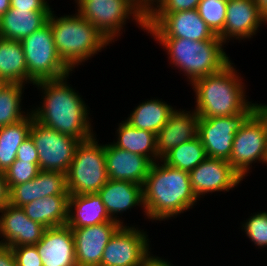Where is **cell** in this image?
<instances>
[{
	"instance_id": "cell-1",
	"label": "cell",
	"mask_w": 267,
	"mask_h": 266,
	"mask_svg": "<svg viewBox=\"0 0 267 266\" xmlns=\"http://www.w3.org/2000/svg\"><path fill=\"white\" fill-rule=\"evenodd\" d=\"M67 77L35 82L34 85L42 89L44 102L30 112L40 124L83 142L95 135L87 105L67 84Z\"/></svg>"
},
{
	"instance_id": "cell-2",
	"label": "cell",
	"mask_w": 267,
	"mask_h": 266,
	"mask_svg": "<svg viewBox=\"0 0 267 266\" xmlns=\"http://www.w3.org/2000/svg\"><path fill=\"white\" fill-rule=\"evenodd\" d=\"M160 161L163 164L152 163L142 185L143 208L150 220L165 221L193 207L198 198L191 187L189 172Z\"/></svg>"
},
{
	"instance_id": "cell-3",
	"label": "cell",
	"mask_w": 267,
	"mask_h": 266,
	"mask_svg": "<svg viewBox=\"0 0 267 266\" xmlns=\"http://www.w3.org/2000/svg\"><path fill=\"white\" fill-rule=\"evenodd\" d=\"M230 62L214 74L191 83L196 94V109L200 118L237 115L252 103L245 96L244 85Z\"/></svg>"
},
{
	"instance_id": "cell-4",
	"label": "cell",
	"mask_w": 267,
	"mask_h": 266,
	"mask_svg": "<svg viewBox=\"0 0 267 266\" xmlns=\"http://www.w3.org/2000/svg\"><path fill=\"white\" fill-rule=\"evenodd\" d=\"M48 23L58 55L71 70L110 44L93 24L78 13L57 17L51 11Z\"/></svg>"
},
{
	"instance_id": "cell-5",
	"label": "cell",
	"mask_w": 267,
	"mask_h": 266,
	"mask_svg": "<svg viewBox=\"0 0 267 266\" xmlns=\"http://www.w3.org/2000/svg\"><path fill=\"white\" fill-rule=\"evenodd\" d=\"M167 50L170 62L188 77L198 78L217 73L231 61L222 40L192 41L185 38H154Z\"/></svg>"
},
{
	"instance_id": "cell-6",
	"label": "cell",
	"mask_w": 267,
	"mask_h": 266,
	"mask_svg": "<svg viewBox=\"0 0 267 266\" xmlns=\"http://www.w3.org/2000/svg\"><path fill=\"white\" fill-rule=\"evenodd\" d=\"M70 195L97 193L109 180L104 145L96 137L80 142L66 173Z\"/></svg>"
},
{
	"instance_id": "cell-7",
	"label": "cell",
	"mask_w": 267,
	"mask_h": 266,
	"mask_svg": "<svg viewBox=\"0 0 267 266\" xmlns=\"http://www.w3.org/2000/svg\"><path fill=\"white\" fill-rule=\"evenodd\" d=\"M78 14L93 24L109 42L120 36L132 16L146 30V13L134 0H75Z\"/></svg>"
},
{
	"instance_id": "cell-8",
	"label": "cell",
	"mask_w": 267,
	"mask_h": 266,
	"mask_svg": "<svg viewBox=\"0 0 267 266\" xmlns=\"http://www.w3.org/2000/svg\"><path fill=\"white\" fill-rule=\"evenodd\" d=\"M27 65V82L34 85L41 80L60 79L69 76L71 70L60 58L54 44L51 25L21 40Z\"/></svg>"
},
{
	"instance_id": "cell-9",
	"label": "cell",
	"mask_w": 267,
	"mask_h": 266,
	"mask_svg": "<svg viewBox=\"0 0 267 266\" xmlns=\"http://www.w3.org/2000/svg\"><path fill=\"white\" fill-rule=\"evenodd\" d=\"M146 31L153 38L221 40L200 17L197 9L173 13H146Z\"/></svg>"
},
{
	"instance_id": "cell-10",
	"label": "cell",
	"mask_w": 267,
	"mask_h": 266,
	"mask_svg": "<svg viewBox=\"0 0 267 266\" xmlns=\"http://www.w3.org/2000/svg\"><path fill=\"white\" fill-rule=\"evenodd\" d=\"M257 161L267 163V123L256 110L235 134L228 163L244 178Z\"/></svg>"
},
{
	"instance_id": "cell-11",
	"label": "cell",
	"mask_w": 267,
	"mask_h": 266,
	"mask_svg": "<svg viewBox=\"0 0 267 266\" xmlns=\"http://www.w3.org/2000/svg\"><path fill=\"white\" fill-rule=\"evenodd\" d=\"M29 135L39 158V169L67 173L80 140L46 127L33 118Z\"/></svg>"
},
{
	"instance_id": "cell-12",
	"label": "cell",
	"mask_w": 267,
	"mask_h": 266,
	"mask_svg": "<svg viewBox=\"0 0 267 266\" xmlns=\"http://www.w3.org/2000/svg\"><path fill=\"white\" fill-rule=\"evenodd\" d=\"M256 111L252 103L245 111L232 116L199 117V132L207 157L228 161L231 156L235 134Z\"/></svg>"
},
{
	"instance_id": "cell-13",
	"label": "cell",
	"mask_w": 267,
	"mask_h": 266,
	"mask_svg": "<svg viewBox=\"0 0 267 266\" xmlns=\"http://www.w3.org/2000/svg\"><path fill=\"white\" fill-rule=\"evenodd\" d=\"M138 229L121 225L105 246L100 266H145L153 256L148 235Z\"/></svg>"
},
{
	"instance_id": "cell-14",
	"label": "cell",
	"mask_w": 267,
	"mask_h": 266,
	"mask_svg": "<svg viewBox=\"0 0 267 266\" xmlns=\"http://www.w3.org/2000/svg\"><path fill=\"white\" fill-rule=\"evenodd\" d=\"M189 177L191 187L198 199L206 193L228 192L243 180L228 161L211 157H207L190 171Z\"/></svg>"
},
{
	"instance_id": "cell-15",
	"label": "cell",
	"mask_w": 267,
	"mask_h": 266,
	"mask_svg": "<svg viewBox=\"0 0 267 266\" xmlns=\"http://www.w3.org/2000/svg\"><path fill=\"white\" fill-rule=\"evenodd\" d=\"M262 22L267 23V17L256 0H228L224 29L218 37L224 43L233 37L236 40L249 39L256 34Z\"/></svg>"
},
{
	"instance_id": "cell-16",
	"label": "cell",
	"mask_w": 267,
	"mask_h": 266,
	"mask_svg": "<svg viewBox=\"0 0 267 266\" xmlns=\"http://www.w3.org/2000/svg\"><path fill=\"white\" fill-rule=\"evenodd\" d=\"M120 226L119 222L109 221L92 226L71 228L77 266H100L104 248Z\"/></svg>"
},
{
	"instance_id": "cell-17",
	"label": "cell",
	"mask_w": 267,
	"mask_h": 266,
	"mask_svg": "<svg viewBox=\"0 0 267 266\" xmlns=\"http://www.w3.org/2000/svg\"><path fill=\"white\" fill-rule=\"evenodd\" d=\"M0 241L9 247L36 245L46 229L39 222L31 220L21 207L10 204L0 210Z\"/></svg>"
},
{
	"instance_id": "cell-18",
	"label": "cell",
	"mask_w": 267,
	"mask_h": 266,
	"mask_svg": "<svg viewBox=\"0 0 267 266\" xmlns=\"http://www.w3.org/2000/svg\"><path fill=\"white\" fill-rule=\"evenodd\" d=\"M43 266H77L72 229L67 226L46 228L34 245Z\"/></svg>"
},
{
	"instance_id": "cell-19",
	"label": "cell",
	"mask_w": 267,
	"mask_h": 266,
	"mask_svg": "<svg viewBox=\"0 0 267 266\" xmlns=\"http://www.w3.org/2000/svg\"><path fill=\"white\" fill-rule=\"evenodd\" d=\"M108 179L143 185L152 162L145 156L111 144L104 145Z\"/></svg>"
},
{
	"instance_id": "cell-20",
	"label": "cell",
	"mask_w": 267,
	"mask_h": 266,
	"mask_svg": "<svg viewBox=\"0 0 267 266\" xmlns=\"http://www.w3.org/2000/svg\"><path fill=\"white\" fill-rule=\"evenodd\" d=\"M178 111L168 117L156 134L157 155L162 159L174 147L198 137L199 116L195 111Z\"/></svg>"
},
{
	"instance_id": "cell-21",
	"label": "cell",
	"mask_w": 267,
	"mask_h": 266,
	"mask_svg": "<svg viewBox=\"0 0 267 266\" xmlns=\"http://www.w3.org/2000/svg\"><path fill=\"white\" fill-rule=\"evenodd\" d=\"M97 194L110 218L121 225L124 224L117 218L118 213H123L136 205L144 207L142 185L130 181L109 179Z\"/></svg>"
},
{
	"instance_id": "cell-22",
	"label": "cell",
	"mask_w": 267,
	"mask_h": 266,
	"mask_svg": "<svg viewBox=\"0 0 267 266\" xmlns=\"http://www.w3.org/2000/svg\"><path fill=\"white\" fill-rule=\"evenodd\" d=\"M51 11L11 8L0 18V37L21 41L48 23Z\"/></svg>"
},
{
	"instance_id": "cell-23",
	"label": "cell",
	"mask_w": 267,
	"mask_h": 266,
	"mask_svg": "<svg viewBox=\"0 0 267 266\" xmlns=\"http://www.w3.org/2000/svg\"><path fill=\"white\" fill-rule=\"evenodd\" d=\"M109 221L114 220L110 218L97 193L69 196L66 225L70 228H81Z\"/></svg>"
},
{
	"instance_id": "cell-24",
	"label": "cell",
	"mask_w": 267,
	"mask_h": 266,
	"mask_svg": "<svg viewBox=\"0 0 267 266\" xmlns=\"http://www.w3.org/2000/svg\"><path fill=\"white\" fill-rule=\"evenodd\" d=\"M70 195H51L36 199L21 208L33 221L46 228L64 226L68 218V200Z\"/></svg>"
},
{
	"instance_id": "cell-25",
	"label": "cell",
	"mask_w": 267,
	"mask_h": 266,
	"mask_svg": "<svg viewBox=\"0 0 267 266\" xmlns=\"http://www.w3.org/2000/svg\"><path fill=\"white\" fill-rule=\"evenodd\" d=\"M118 140L112 143L114 146L147 157L152 163L161 160L157 155L156 134L132 127L126 121L118 125Z\"/></svg>"
},
{
	"instance_id": "cell-26",
	"label": "cell",
	"mask_w": 267,
	"mask_h": 266,
	"mask_svg": "<svg viewBox=\"0 0 267 266\" xmlns=\"http://www.w3.org/2000/svg\"><path fill=\"white\" fill-rule=\"evenodd\" d=\"M0 78L8 84L27 83V65L21 41L0 37Z\"/></svg>"
},
{
	"instance_id": "cell-27",
	"label": "cell",
	"mask_w": 267,
	"mask_h": 266,
	"mask_svg": "<svg viewBox=\"0 0 267 266\" xmlns=\"http://www.w3.org/2000/svg\"><path fill=\"white\" fill-rule=\"evenodd\" d=\"M174 110L166 102L153 98L140 103L125 121L134 128L157 134Z\"/></svg>"
},
{
	"instance_id": "cell-28",
	"label": "cell",
	"mask_w": 267,
	"mask_h": 266,
	"mask_svg": "<svg viewBox=\"0 0 267 266\" xmlns=\"http://www.w3.org/2000/svg\"><path fill=\"white\" fill-rule=\"evenodd\" d=\"M33 122V115L28 116L17 123L0 128V173H5L16 160L19 146L29 136Z\"/></svg>"
},
{
	"instance_id": "cell-29",
	"label": "cell",
	"mask_w": 267,
	"mask_h": 266,
	"mask_svg": "<svg viewBox=\"0 0 267 266\" xmlns=\"http://www.w3.org/2000/svg\"><path fill=\"white\" fill-rule=\"evenodd\" d=\"M207 158L200 137L174 147L161 160L168 166L190 172Z\"/></svg>"
},
{
	"instance_id": "cell-30",
	"label": "cell",
	"mask_w": 267,
	"mask_h": 266,
	"mask_svg": "<svg viewBox=\"0 0 267 266\" xmlns=\"http://www.w3.org/2000/svg\"><path fill=\"white\" fill-rule=\"evenodd\" d=\"M25 84H7L0 92V128L19 122L30 112L21 111ZM23 90V91H22Z\"/></svg>"
},
{
	"instance_id": "cell-31",
	"label": "cell",
	"mask_w": 267,
	"mask_h": 266,
	"mask_svg": "<svg viewBox=\"0 0 267 266\" xmlns=\"http://www.w3.org/2000/svg\"><path fill=\"white\" fill-rule=\"evenodd\" d=\"M228 0H201L197 6L200 17L215 35H219L225 25Z\"/></svg>"
},
{
	"instance_id": "cell-32",
	"label": "cell",
	"mask_w": 267,
	"mask_h": 266,
	"mask_svg": "<svg viewBox=\"0 0 267 266\" xmlns=\"http://www.w3.org/2000/svg\"><path fill=\"white\" fill-rule=\"evenodd\" d=\"M38 197L70 195L67 190L66 173L40 170L35 178Z\"/></svg>"
},
{
	"instance_id": "cell-33",
	"label": "cell",
	"mask_w": 267,
	"mask_h": 266,
	"mask_svg": "<svg viewBox=\"0 0 267 266\" xmlns=\"http://www.w3.org/2000/svg\"><path fill=\"white\" fill-rule=\"evenodd\" d=\"M39 171V163L16 159L4 173L9 190L15 185L34 180Z\"/></svg>"
},
{
	"instance_id": "cell-34",
	"label": "cell",
	"mask_w": 267,
	"mask_h": 266,
	"mask_svg": "<svg viewBox=\"0 0 267 266\" xmlns=\"http://www.w3.org/2000/svg\"><path fill=\"white\" fill-rule=\"evenodd\" d=\"M244 227V228H243ZM242 229L250 238L254 245L267 247V212L252 214L245 223L242 224Z\"/></svg>"
},
{
	"instance_id": "cell-35",
	"label": "cell",
	"mask_w": 267,
	"mask_h": 266,
	"mask_svg": "<svg viewBox=\"0 0 267 266\" xmlns=\"http://www.w3.org/2000/svg\"><path fill=\"white\" fill-rule=\"evenodd\" d=\"M36 199H38V190L35 179L15 185L10 189L9 204L12 206L22 207Z\"/></svg>"
},
{
	"instance_id": "cell-36",
	"label": "cell",
	"mask_w": 267,
	"mask_h": 266,
	"mask_svg": "<svg viewBox=\"0 0 267 266\" xmlns=\"http://www.w3.org/2000/svg\"><path fill=\"white\" fill-rule=\"evenodd\" d=\"M200 1L201 0H157L146 13H173L193 10L197 9Z\"/></svg>"
},
{
	"instance_id": "cell-37",
	"label": "cell",
	"mask_w": 267,
	"mask_h": 266,
	"mask_svg": "<svg viewBox=\"0 0 267 266\" xmlns=\"http://www.w3.org/2000/svg\"><path fill=\"white\" fill-rule=\"evenodd\" d=\"M17 266H43L34 245L11 247Z\"/></svg>"
},
{
	"instance_id": "cell-38",
	"label": "cell",
	"mask_w": 267,
	"mask_h": 266,
	"mask_svg": "<svg viewBox=\"0 0 267 266\" xmlns=\"http://www.w3.org/2000/svg\"><path fill=\"white\" fill-rule=\"evenodd\" d=\"M16 159L20 161H29L31 163H39L37 149L30 135L19 146Z\"/></svg>"
},
{
	"instance_id": "cell-39",
	"label": "cell",
	"mask_w": 267,
	"mask_h": 266,
	"mask_svg": "<svg viewBox=\"0 0 267 266\" xmlns=\"http://www.w3.org/2000/svg\"><path fill=\"white\" fill-rule=\"evenodd\" d=\"M47 2L46 0H10V7L31 11H52Z\"/></svg>"
},
{
	"instance_id": "cell-40",
	"label": "cell",
	"mask_w": 267,
	"mask_h": 266,
	"mask_svg": "<svg viewBox=\"0 0 267 266\" xmlns=\"http://www.w3.org/2000/svg\"><path fill=\"white\" fill-rule=\"evenodd\" d=\"M0 266H17L12 248L0 244Z\"/></svg>"
},
{
	"instance_id": "cell-41",
	"label": "cell",
	"mask_w": 267,
	"mask_h": 266,
	"mask_svg": "<svg viewBox=\"0 0 267 266\" xmlns=\"http://www.w3.org/2000/svg\"><path fill=\"white\" fill-rule=\"evenodd\" d=\"M9 193L4 173H0V210L9 204Z\"/></svg>"
},
{
	"instance_id": "cell-42",
	"label": "cell",
	"mask_w": 267,
	"mask_h": 266,
	"mask_svg": "<svg viewBox=\"0 0 267 266\" xmlns=\"http://www.w3.org/2000/svg\"><path fill=\"white\" fill-rule=\"evenodd\" d=\"M145 266H172L170 262L159 258L158 256L155 257L153 256L147 263Z\"/></svg>"
},
{
	"instance_id": "cell-43",
	"label": "cell",
	"mask_w": 267,
	"mask_h": 266,
	"mask_svg": "<svg viewBox=\"0 0 267 266\" xmlns=\"http://www.w3.org/2000/svg\"><path fill=\"white\" fill-rule=\"evenodd\" d=\"M146 13L157 0H134Z\"/></svg>"
},
{
	"instance_id": "cell-44",
	"label": "cell",
	"mask_w": 267,
	"mask_h": 266,
	"mask_svg": "<svg viewBox=\"0 0 267 266\" xmlns=\"http://www.w3.org/2000/svg\"><path fill=\"white\" fill-rule=\"evenodd\" d=\"M10 9V0H0V18Z\"/></svg>"
},
{
	"instance_id": "cell-45",
	"label": "cell",
	"mask_w": 267,
	"mask_h": 266,
	"mask_svg": "<svg viewBox=\"0 0 267 266\" xmlns=\"http://www.w3.org/2000/svg\"><path fill=\"white\" fill-rule=\"evenodd\" d=\"M256 110L261 114L267 123V105L256 103Z\"/></svg>"
},
{
	"instance_id": "cell-46",
	"label": "cell",
	"mask_w": 267,
	"mask_h": 266,
	"mask_svg": "<svg viewBox=\"0 0 267 266\" xmlns=\"http://www.w3.org/2000/svg\"><path fill=\"white\" fill-rule=\"evenodd\" d=\"M261 12L267 17V0H256Z\"/></svg>"
},
{
	"instance_id": "cell-47",
	"label": "cell",
	"mask_w": 267,
	"mask_h": 266,
	"mask_svg": "<svg viewBox=\"0 0 267 266\" xmlns=\"http://www.w3.org/2000/svg\"><path fill=\"white\" fill-rule=\"evenodd\" d=\"M7 84L8 83L4 79L0 78V92L6 87Z\"/></svg>"
}]
</instances>
